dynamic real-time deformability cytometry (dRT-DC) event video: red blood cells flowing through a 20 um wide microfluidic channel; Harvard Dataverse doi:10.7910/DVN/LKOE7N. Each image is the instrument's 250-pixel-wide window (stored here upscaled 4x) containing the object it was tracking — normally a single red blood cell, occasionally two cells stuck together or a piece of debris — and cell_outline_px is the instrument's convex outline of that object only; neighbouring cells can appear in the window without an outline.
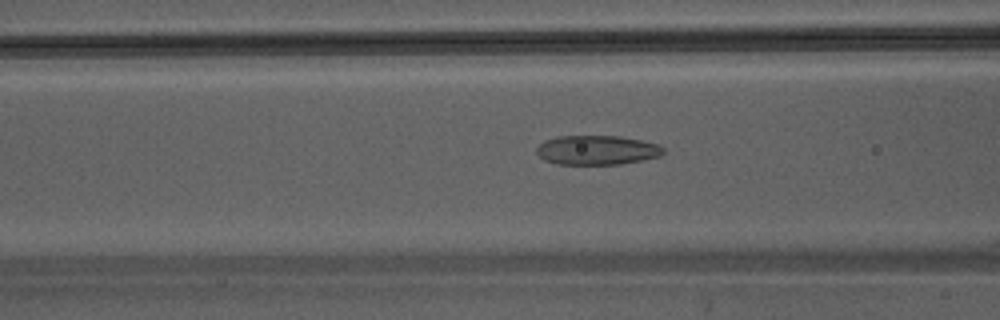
{"species": "Egyptian fruit bat (a non-hibernating species)", "species_latin": "Rousettus aegyptiacus", "temperature_condition": "warm", "stored_images_in_passage": 26, "camera_frame_rate_fps": 3000, "um_per_image_px": 0.085, "animal": {"sex": "male"}, "frame": {"image": 1, "passage_image": 5, "time_ms": 1.333, "image_size_px": [1000, 320], "cell_outline_px": [[664, 152], [660, 156], [620, 164], [556, 164], [544, 160], [536, 152], [536, 148], [544, 140], [556, 136], [620, 136], [660, 144], [664, 148]], "centroid_in_image_um": [50.73, 12.75], "position_along_channel_um": 115.9, "area_um2": 21.73}}
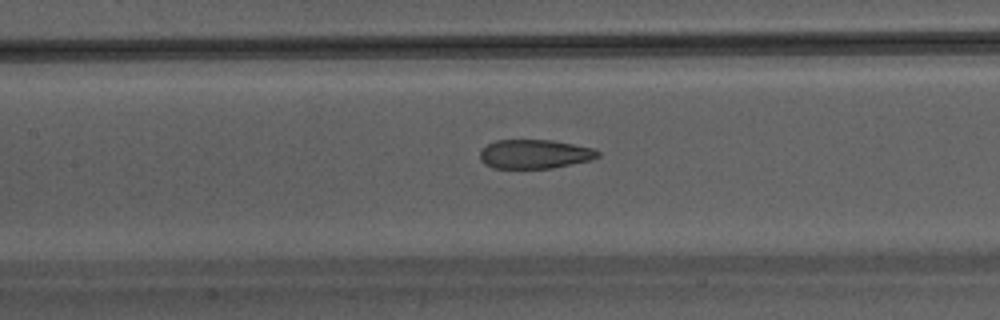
{"frame": {"image": 2, "passage_image": 8, "time_ms": 2.333, "image_size_px": [1000, 320], "cell_outline_px": [[600, 156], [592, 160], [552, 168], [492, 168], [484, 164], [480, 160], [480, 148], [496, 140], [552, 140], [592, 148], [600, 152]], "centroid_in_image_um": [45.42, 13.1], "position_along_channel_um": 162.0, "area_um2": 20.06}}
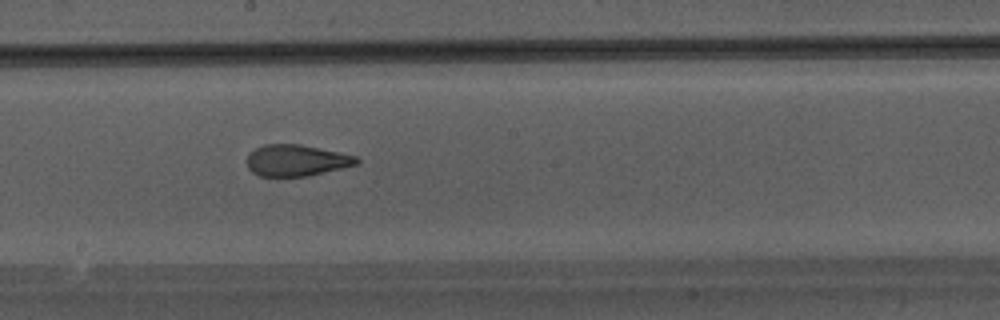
{"frame": {"image": 3, "passage_image": 12, "time_ms": 3.667, "image_size_px": [1000, 320], "cell_outline_px": [[360, 164], [308, 176], [260, 176], [252, 172], [248, 168], [248, 156], [256, 148], [264, 144], [300, 144], [340, 152], [356, 156], [360, 160]], "centroid_in_image_um": [25.24, 13.63], "position_along_channel_um": 223.0, "area_um2": 20.06}}